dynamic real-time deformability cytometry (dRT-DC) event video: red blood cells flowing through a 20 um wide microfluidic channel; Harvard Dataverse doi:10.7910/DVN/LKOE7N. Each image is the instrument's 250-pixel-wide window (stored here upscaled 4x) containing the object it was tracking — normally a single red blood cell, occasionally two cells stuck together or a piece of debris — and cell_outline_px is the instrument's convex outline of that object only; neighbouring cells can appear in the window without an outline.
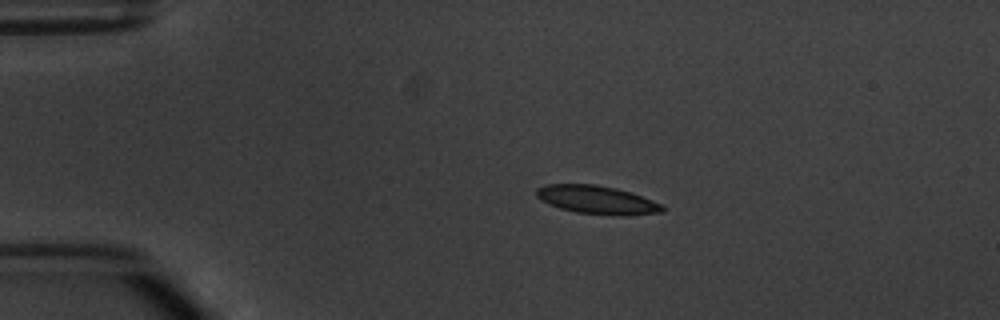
{"species": "common noctule bat (a hibernating species)", "species_latin": "Nyctalus noctula", "temperature_condition": "warm", "stored_images_in_passage": 4, "camera_frame_rate_fps": 3000, "um_per_image_px": 0.085, "animal": {"sex": "male", "body_mass_g": 20.1, "forearm_length_mm": 53.5}, "frame": {"image": 1, "passage_image": 3, "time_ms": 2.333, "image_size_px": [1000, 320], "cell_outline_px": [[668, 208], [660, 212], [628, 216], [620, 216], [576, 212], [560, 208], [540, 200], [536, 196], [536, 188], [544, 184], [596, 184], [616, 188], [632, 192], [664, 204]], "centroid_in_image_um": [50.79, 16.98], "position_along_channel_um": 34.2, "area_um2": 21.15}}